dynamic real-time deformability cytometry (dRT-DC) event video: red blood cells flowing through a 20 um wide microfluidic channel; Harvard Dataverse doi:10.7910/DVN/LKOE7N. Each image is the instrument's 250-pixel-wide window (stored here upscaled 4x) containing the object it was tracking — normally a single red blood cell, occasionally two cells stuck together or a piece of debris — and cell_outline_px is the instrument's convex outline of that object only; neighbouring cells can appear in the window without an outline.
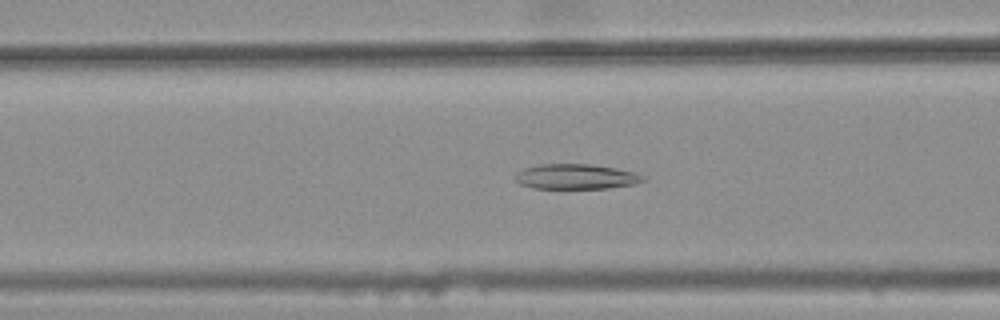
{"species": "common noctule bat (a hibernating species)", "species_latin": "Nyctalus noctula", "temperature_condition": "warm", "stored_images_in_passage": 36, "camera_frame_rate_fps": 3000, "um_per_image_px": 0.085, "animal": {"sex": "female", "body_mass_g": 25.1}, "frame": {"image": 1, "passage_image": 11, "time_ms": 3.333, "image_size_px": [1000, 320], "cell_outline_px": [[648, 180], [636, 184], [608, 188], [532, 188], [520, 184], [516, 180], [516, 172], [524, 168], [540, 164], [592, 164], [636, 172], [644, 176]], "centroid_in_image_um": [49.0, 15.01], "position_along_channel_um": 117.6, "area_um2": 18.79}}
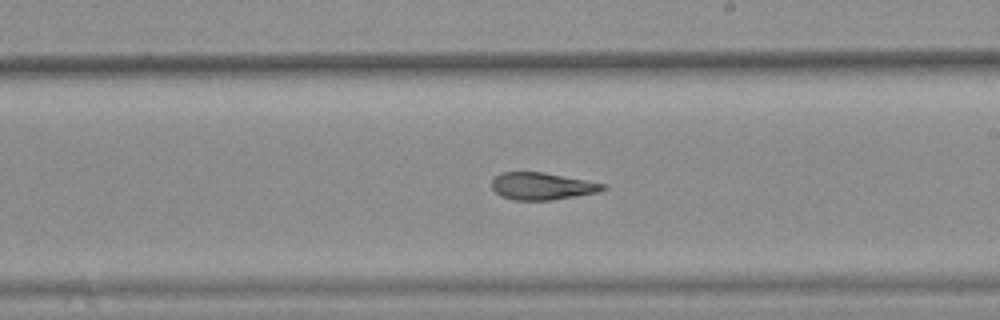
{"frame": {"image": 2, "passage_image": 21, "time_ms": 6.667, "image_size_px": [1000, 320], "cell_outline_px": [[608, 188], [600, 192], [552, 200], [512, 200], [500, 196], [492, 188], [492, 180], [500, 172], [544, 172], [608, 184]], "centroid_in_image_um": [46.11, 15.82], "position_along_channel_um": 242.9, "area_um2": 17.86}}
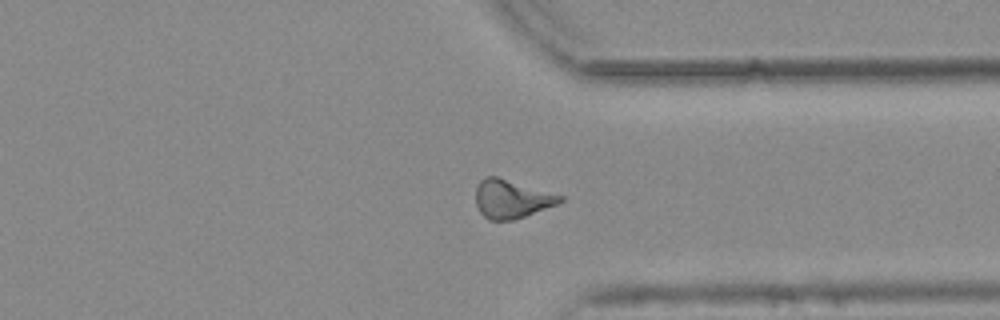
{"frame": {"image": 3, "passage_image": 31, "time_ms": 10.0, "image_size_px": [1000, 320], "cell_outline_px": [[564, 200], [556, 204], [524, 216], [512, 220], [488, 220], [480, 212], [476, 204], [476, 184], [484, 176], [496, 176], [564, 196]], "centroid_in_image_um": [43.44, 16.9], "position_along_channel_um": 368.0, "area_um2": 18.73}, "authors_computed_cell_mechanics": {"area_um2": 18.5249, "velocity_mm_per_s": 3.7648, "shape_relaxation_time_tau1_ms": null, "shape_relaxation_time_tau2_ms": 3.157, "deformation_change_tau1": null, "deformation_change_tau2": 0.1169}}